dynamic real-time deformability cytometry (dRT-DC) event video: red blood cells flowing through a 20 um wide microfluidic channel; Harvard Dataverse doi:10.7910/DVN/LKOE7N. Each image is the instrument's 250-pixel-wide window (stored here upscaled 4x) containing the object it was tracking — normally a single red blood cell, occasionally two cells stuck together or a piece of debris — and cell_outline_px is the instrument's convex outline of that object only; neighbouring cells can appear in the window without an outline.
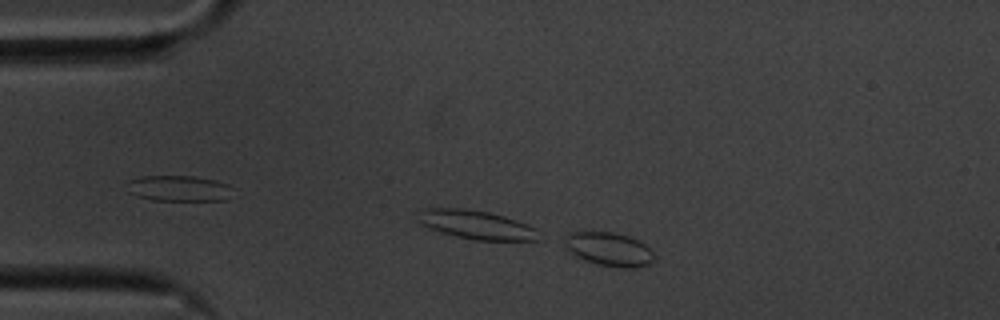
{"species": "common noctule bat (a hibernating species)", "species_latin": "Nyctalus noctula", "temperature_condition": "cold", "stored_images_in_passage": 5, "camera_frame_rate_fps": 3000, "um_per_image_px": 0.085, "animal": {"sex": "male", "body_mass_g": 20.1, "forearm_length_mm": 53.5}, "frame": {"image": 1, "passage_image": 5, "time_ms": 1.333, "image_size_px": [1000, 320], "cell_outline_px": [[656, 260], [648, 264], [632, 268], [624, 268], [596, 264], [584, 260], [576, 256], [564, 244], [564, 236], [572, 232], [612, 232], [628, 236], [644, 244], [656, 256]], "centroid_in_image_um": [51.78, 21.19], "position_along_channel_um": 33.2, "area_um2": 17.46}}